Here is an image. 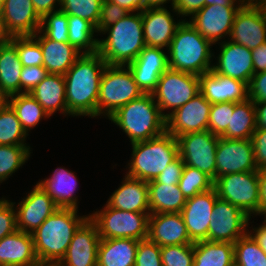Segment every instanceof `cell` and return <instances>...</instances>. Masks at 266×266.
Wrapping results in <instances>:
<instances>
[{"label": "cell", "instance_id": "obj_1", "mask_svg": "<svg viewBox=\"0 0 266 266\" xmlns=\"http://www.w3.org/2000/svg\"><path fill=\"white\" fill-rule=\"evenodd\" d=\"M106 65L98 52L82 54L63 75L67 111L71 116L97 117L100 79Z\"/></svg>", "mask_w": 266, "mask_h": 266}, {"label": "cell", "instance_id": "obj_2", "mask_svg": "<svg viewBox=\"0 0 266 266\" xmlns=\"http://www.w3.org/2000/svg\"><path fill=\"white\" fill-rule=\"evenodd\" d=\"M78 209L59 208L33 233L34 249L41 266H56L65 256L76 230L89 218Z\"/></svg>", "mask_w": 266, "mask_h": 266}, {"label": "cell", "instance_id": "obj_3", "mask_svg": "<svg viewBox=\"0 0 266 266\" xmlns=\"http://www.w3.org/2000/svg\"><path fill=\"white\" fill-rule=\"evenodd\" d=\"M128 136L131 144L156 138L166 132V118L152 94H142L108 117Z\"/></svg>", "mask_w": 266, "mask_h": 266}, {"label": "cell", "instance_id": "obj_4", "mask_svg": "<svg viewBox=\"0 0 266 266\" xmlns=\"http://www.w3.org/2000/svg\"><path fill=\"white\" fill-rule=\"evenodd\" d=\"M105 39H98V53L107 65L127 66L146 46L143 33L142 11L129 13L106 28Z\"/></svg>", "mask_w": 266, "mask_h": 266}, {"label": "cell", "instance_id": "obj_5", "mask_svg": "<svg viewBox=\"0 0 266 266\" xmlns=\"http://www.w3.org/2000/svg\"><path fill=\"white\" fill-rule=\"evenodd\" d=\"M212 45L189 21L182 20L167 49L169 69L197 76L210 71Z\"/></svg>", "mask_w": 266, "mask_h": 266}, {"label": "cell", "instance_id": "obj_6", "mask_svg": "<svg viewBox=\"0 0 266 266\" xmlns=\"http://www.w3.org/2000/svg\"><path fill=\"white\" fill-rule=\"evenodd\" d=\"M131 155L126 175L149 182L179 156L178 142L165 132L156 138L133 143Z\"/></svg>", "mask_w": 266, "mask_h": 266}, {"label": "cell", "instance_id": "obj_7", "mask_svg": "<svg viewBox=\"0 0 266 266\" xmlns=\"http://www.w3.org/2000/svg\"><path fill=\"white\" fill-rule=\"evenodd\" d=\"M144 94L128 66L106 65L97 99V116L109 117L117 109Z\"/></svg>", "mask_w": 266, "mask_h": 266}, {"label": "cell", "instance_id": "obj_8", "mask_svg": "<svg viewBox=\"0 0 266 266\" xmlns=\"http://www.w3.org/2000/svg\"><path fill=\"white\" fill-rule=\"evenodd\" d=\"M150 213L130 212L109 207L89 214L96 225L100 239L129 238L146 239Z\"/></svg>", "mask_w": 266, "mask_h": 266}, {"label": "cell", "instance_id": "obj_9", "mask_svg": "<svg viewBox=\"0 0 266 266\" xmlns=\"http://www.w3.org/2000/svg\"><path fill=\"white\" fill-rule=\"evenodd\" d=\"M213 187L219 198L237 206L250 218L259 215L258 170L220 176Z\"/></svg>", "mask_w": 266, "mask_h": 266}, {"label": "cell", "instance_id": "obj_10", "mask_svg": "<svg viewBox=\"0 0 266 266\" xmlns=\"http://www.w3.org/2000/svg\"><path fill=\"white\" fill-rule=\"evenodd\" d=\"M200 92L199 76L167 69L152 93L162 115L167 118L175 110L186 104ZM165 109H172L165 113Z\"/></svg>", "mask_w": 266, "mask_h": 266}, {"label": "cell", "instance_id": "obj_11", "mask_svg": "<svg viewBox=\"0 0 266 266\" xmlns=\"http://www.w3.org/2000/svg\"><path fill=\"white\" fill-rule=\"evenodd\" d=\"M176 139L179 156L184 165L197 168L214 181L216 179V149L219 137L206 130L181 135Z\"/></svg>", "mask_w": 266, "mask_h": 266}, {"label": "cell", "instance_id": "obj_12", "mask_svg": "<svg viewBox=\"0 0 266 266\" xmlns=\"http://www.w3.org/2000/svg\"><path fill=\"white\" fill-rule=\"evenodd\" d=\"M250 217L237 206L217 198L208 230V241L235 243L248 232Z\"/></svg>", "mask_w": 266, "mask_h": 266}, {"label": "cell", "instance_id": "obj_13", "mask_svg": "<svg viewBox=\"0 0 266 266\" xmlns=\"http://www.w3.org/2000/svg\"><path fill=\"white\" fill-rule=\"evenodd\" d=\"M249 171H257L252 140L219 137L216 149V178Z\"/></svg>", "mask_w": 266, "mask_h": 266}, {"label": "cell", "instance_id": "obj_14", "mask_svg": "<svg viewBox=\"0 0 266 266\" xmlns=\"http://www.w3.org/2000/svg\"><path fill=\"white\" fill-rule=\"evenodd\" d=\"M211 103L199 92L166 118V132L175 138L208 130Z\"/></svg>", "mask_w": 266, "mask_h": 266}, {"label": "cell", "instance_id": "obj_15", "mask_svg": "<svg viewBox=\"0 0 266 266\" xmlns=\"http://www.w3.org/2000/svg\"><path fill=\"white\" fill-rule=\"evenodd\" d=\"M241 6H204L190 17L189 23L212 44L230 36L234 17Z\"/></svg>", "mask_w": 266, "mask_h": 266}, {"label": "cell", "instance_id": "obj_16", "mask_svg": "<svg viewBox=\"0 0 266 266\" xmlns=\"http://www.w3.org/2000/svg\"><path fill=\"white\" fill-rule=\"evenodd\" d=\"M230 39L252 50L266 43V10L263 7L241 6L237 11Z\"/></svg>", "mask_w": 266, "mask_h": 266}, {"label": "cell", "instance_id": "obj_17", "mask_svg": "<svg viewBox=\"0 0 266 266\" xmlns=\"http://www.w3.org/2000/svg\"><path fill=\"white\" fill-rule=\"evenodd\" d=\"M58 209L53 199L36 183L15 208L17 229L32 234Z\"/></svg>", "mask_w": 266, "mask_h": 266}, {"label": "cell", "instance_id": "obj_18", "mask_svg": "<svg viewBox=\"0 0 266 266\" xmlns=\"http://www.w3.org/2000/svg\"><path fill=\"white\" fill-rule=\"evenodd\" d=\"M217 198L216 190L213 187L186 199L180 213L193 242L208 240L210 219Z\"/></svg>", "mask_w": 266, "mask_h": 266}, {"label": "cell", "instance_id": "obj_19", "mask_svg": "<svg viewBox=\"0 0 266 266\" xmlns=\"http://www.w3.org/2000/svg\"><path fill=\"white\" fill-rule=\"evenodd\" d=\"M127 66L140 90L144 94H152L160 76L169 68L168 55L161 48L145 46Z\"/></svg>", "mask_w": 266, "mask_h": 266}, {"label": "cell", "instance_id": "obj_20", "mask_svg": "<svg viewBox=\"0 0 266 266\" xmlns=\"http://www.w3.org/2000/svg\"><path fill=\"white\" fill-rule=\"evenodd\" d=\"M220 54L217 64H212V70L220 75L228 76L249 85L254 75L251 50L243 45L229 41L219 42Z\"/></svg>", "mask_w": 266, "mask_h": 266}, {"label": "cell", "instance_id": "obj_21", "mask_svg": "<svg viewBox=\"0 0 266 266\" xmlns=\"http://www.w3.org/2000/svg\"><path fill=\"white\" fill-rule=\"evenodd\" d=\"M100 237L88 218L75 232L65 256L56 266H97Z\"/></svg>", "mask_w": 266, "mask_h": 266}, {"label": "cell", "instance_id": "obj_22", "mask_svg": "<svg viewBox=\"0 0 266 266\" xmlns=\"http://www.w3.org/2000/svg\"><path fill=\"white\" fill-rule=\"evenodd\" d=\"M200 93L211 104L239 103L248 99V85L240 80L220 75L212 69L199 76Z\"/></svg>", "mask_w": 266, "mask_h": 266}, {"label": "cell", "instance_id": "obj_23", "mask_svg": "<svg viewBox=\"0 0 266 266\" xmlns=\"http://www.w3.org/2000/svg\"><path fill=\"white\" fill-rule=\"evenodd\" d=\"M147 238L160 247L194 244L190 239L181 213L150 214Z\"/></svg>", "mask_w": 266, "mask_h": 266}, {"label": "cell", "instance_id": "obj_24", "mask_svg": "<svg viewBox=\"0 0 266 266\" xmlns=\"http://www.w3.org/2000/svg\"><path fill=\"white\" fill-rule=\"evenodd\" d=\"M1 8L6 31L13 36H33L40 30L41 18L31 0H6Z\"/></svg>", "mask_w": 266, "mask_h": 266}, {"label": "cell", "instance_id": "obj_25", "mask_svg": "<svg viewBox=\"0 0 266 266\" xmlns=\"http://www.w3.org/2000/svg\"><path fill=\"white\" fill-rule=\"evenodd\" d=\"M166 8H147L142 10L143 33L146 46L168 49L178 26Z\"/></svg>", "mask_w": 266, "mask_h": 266}, {"label": "cell", "instance_id": "obj_26", "mask_svg": "<svg viewBox=\"0 0 266 266\" xmlns=\"http://www.w3.org/2000/svg\"><path fill=\"white\" fill-rule=\"evenodd\" d=\"M0 266H41L31 233L16 230L0 240Z\"/></svg>", "mask_w": 266, "mask_h": 266}, {"label": "cell", "instance_id": "obj_27", "mask_svg": "<svg viewBox=\"0 0 266 266\" xmlns=\"http://www.w3.org/2000/svg\"><path fill=\"white\" fill-rule=\"evenodd\" d=\"M107 205L123 211L150 213L147 182L125 175L121 186L112 193Z\"/></svg>", "mask_w": 266, "mask_h": 266}, {"label": "cell", "instance_id": "obj_28", "mask_svg": "<svg viewBox=\"0 0 266 266\" xmlns=\"http://www.w3.org/2000/svg\"><path fill=\"white\" fill-rule=\"evenodd\" d=\"M33 37L41 46L43 67L48 73L64 75L82 55L73 45L48 39L40 30Z\"/></svg>", "mask_w": 266, "mask_h": 266}, {"label": "cell", "instance_id": "obj_29", "mask_svg": "<svg viewBox=\"0 0 266 266\" xmlns=\"http://www.w3.org/2000/svg\"><path fill=\"white\" fill-rule=\"evenodd\" d=\"M29 94L43 107L49 116L56 111L69 115L66 105V84L62 74L48 75Z\"/></svg>", "mask_w": 266, "mask_h": 266}, {"label": "cell", "instance_id": "obj_30", "mask_svg": "<svg viewBox=\"0 0 266 266\" xmlns=\"http://www.w3.org/2000/svg\"><path fill=\"white\" fill-rule=\"evenodd\" d=\"M76 175L61 167H57L50 178L37 184L53 199L59 208L78 209V199L74 192L77 187Z\"/></svg>", "mask_w": 266, "mask_h": 266}, {"label": "cell", "instance_id": "obj_31", "mask_svg": "<svg viewBox=\"0 0 266 266\" xmlns=\"http://www.w3.org/2000/svg\"><path fill=\"white\" fill-rule=\"evenodd\" d=\"M138 242L129 238L100 239L97 266H134Z\"/></svg>", "mask_w": 266, "mask_h": 266}, {"label": "cell", "instance_id": "obj_32", "mask_svg": "<svg viewBox=\"0 0 266 266\" xmlns=\"http://www.w3.org/2000/svg\"><path fill=\"white\" fill-rule=\"evenodd\" d=\"M149 194L150 214L154 213H180L186 198L179 185L171 183H147Z\"/></svg>", "mask_w": 266, "mask_h": 266}, {"label": "cell", "instance_id": "obj_33", "mask_svg": "<svg viewBox=\"0 0 266 266\" xmlns=\"http://www.w3.org/2000/svg\"><path fill=\"white\" fill-rule=\"evenodd\" d=\"M193 266H235L234 244L208 240L194 242Z\"/></svg>", "mask_w": 266, "mask_h": 266}, {"label": "cell", "instance_id": "obj_34", "mask_svg": "<svg viewBox=\"0 0 266 266\" xmlns=\"http://www.w3.org/2000/svg\"><path fill=\"white\" fill-rule=\"evenodd\" d=\"M22 68L16 47L6 43L0 51V88L8 97L20 94Z\"/></svg>", "mask_w": 266, "mask_h": 266}, {"label": "cell", "instance_id": "obj_35", "mask_svg": "<svg viewBox=\"0 0 266 266\" xmlns=\"http://www.w3.org/2000/svg\"><path fill=\"white\" fill-rule=\"evenodd\" d=\"M256 127V111L254 102L247 99L234 103V111L225 133L221 136L229 139H251Z\"/></svg>", "mask_w": 266, "mask_h": 266}, {"label": "cell", "instance_id": "obj_36", "mask_svg": "<svg viewBox=\"0 0 266 266\" xmlns=\"http://www.w3.org/2000/svg\"><path fill=\"white\" fill-rule=\"evenodd\" d=\"M8 105L18 117L23 130L28 131L39 124L42 118H50L43 107L29 93H20L8 97Z\"/></svg>", "mask_w": 266, "mask_h": 266}, {"label": "cell", "instance_id": "obj_37", "mask_svg": "<svg viewBox=\"0 0 266 266\" xmlns=\"http://www.w3.org/2000/svg\"><path fill=\"white\" fill-rule=\"evenodd\" d=\"M69 29V44L82 54L98 52V39L93 38L96 27L86 19L74 15H67Z\"/></svg>", "mask_w": 266, "mask_h": 266}, {"label": "cell", "instance_id": "obj_38", "mask_svg": "<svg viewBox=\"0 0 266 266\" xmlns=\"http://www.w3.org/2000/svg\"><path fill=\"white\" fill-rule=\"evenodd\" d=\"M13 109L7 104L0 109V145L27 146V138Z\"/></svg>", "mask_w": 266, "mask_h": 266}, {"label": "cell", "instance_id": "obj_39", "mask_svg": "<svg viewBox=\"0 0 266 266\" xmlns=\"http://www.w3.org/2000/svg\"><path fill=\"white\" fill-rule=\"evenodd\" d=\"M235 266H266V254L247 232L234 243Z\"/></svg>", "mask_w": 266, "mask_h": 266}, {"label": "cell", "instance_id": "obj_40", "mask_svg": "<svg viewBox=\"0 0 266 266\" xmlns=\"http://www.w3.org/2000/svg\"><path fill=\"white\" fill-rule=\"evenodd\" d=\"M30 151L29 146L0 145V183L27 162Z\"/></svg>", "mask_w": 266, "mask_h": 266}, {"label": "cell", "instance_id": "obj_41", "mask_svg": "<svg viewBox=\"0 0 266 266\" xmlns=\"http://www.w3.org/2000/svg\"><path fill=\"white\" fill-rule=\"evenodd\" d=\"M214 181L204 172L185 165L179 181V188L186 199L213 188Z\"/></svg>", "mask_w": 266, "mask_h": 266}, {"label": "cell", "instance_id": "obj_42", "mask_svg": "<svg viewBox=\"0 0 266 266\" xmlns=\"http://www.w3.org/2000/svg\"><path fill=\"white\" fill-rule=\"evenodd\" d=\"M10 42L16 47L23 66H43L41 46L33 36H13Z\"/></svg>", "mask_w": 266, "mask_h": 266}, {"label": "cell", "instance_id": "obj_43", "mask_svg": "<svg viewBox=\"0 0 266 266\" xmlns=\"http://www.w3.org/2000/svg\"><path fill=\"white\" fill-rule=\"evenodd\" d=\"M102 1L103 0H61L59 9L67 15H74L86 19L97 27Z\"/></svg>", "mask_w": 266, "mask_h": 266}, {"label": "cell", "instance_id": "obj_44", "mask_svg": "<svg viewBox=\"0 0 266 266\" xmlns=\"http://www.w3.org/2000/svg\"><path fill=\"white\" fill-rule=\"evenodd\" d=\"M40 31L48 39L69 43L67 14L61 10L47 14L41 20Z\"/></svg>", "mask_w": 266, "mask_h": 266}, {"label": "cell", "instance_id": "obj_45", "mask_svg": "<svg viewBox=\"0 0 266 266\" xmlns=\"http://www.w3.org/2000/svg\"><path fill=\"white\" fill-rule=\"evenodd\" d=\"M162 266H193L194 244L161 247Z\"/></svg>", "mask_w": 266, "mask_h": 266}, {"label": "cell", "instance_id": "obj_46", "mask_svg": "<svg viewBox=\"0 0 266 266\" xmlns=\"http://www.w3.org/2000/svg\"><path fill=\"white\" fill-rule=\"evenodd\" d=\"M233 111V102L212 104L209 114L208 130L215 136L221 137L230 123Z\"/></svg>", "mask_w": 266, "mask_h": 266}, {"label": "cell", "instance_id": "obj_47", "mask_svg": "<svg viewBox=\"0 0 266 266\" xmlns=\"http://www.w3.org/2000/svg\"><path fill=\"white\" fill-rule=\"evenodd\" d=\"M134 266H162L161 247L148 238L139 240Z\"/></svg>", "mask_w": 266, "mask_h": 266}, {"label": "cell", "instance_id": "obj_48", "mask_svg": "<svg viewBox=\"0 0 266 266\" xmlns=\"http://www.w3.org/2000/svg\"><path fill=\"white\" fill-rule=\"evenodd\" d=\"M128 14L129 12L121 6L113 4L109 0H103L96 32L102 33L106 28L114 25L116 22H118Z\"/></svg>", "mask_w": 266, "mask_h": 266}, {"label": "cell", "instance_id": "obj_49", "mask_svg": "<svg viewBox=\"0 0 266 266\" xmlns=\"http://www.w3.org/2000/svg\"><path fill=\"white\" fill-rule=\"evenodd\" d=\"M15 202L0 199V240L17 229Z\"/></svg>", "mask_w": 266, "mask_h": 266}, {"label": "cell", "instance_id": "obj_50", "mask_svg": "<svg viewBox=\"0 0 266 266\" xmlns=\"http://www.w3.org/2000/svg\"><path fill=\"white\" fill-rule=\"evenodd\" d=\"M47 75L48 71L43 66H23L20 77V93H29Z\"/></svg>", "mask_w": 266, "mask_h": 266}, {"label": "cell", "instance_id": "obj_51", "mask_svg": "<svg viewBox=\"0 0 266 266\" xmlns=\"http://www.w3.org/2000/svg\"><path fill=\"white\" fill-rule=\"evenodd\" d=\"M184 166L183 160L180 156H178L164 169V171H162L161 174L155 178V180L149 181L147 183H171V185H178Z\"/></svg>", "mask_w": 266, "mask_h": 266}, {"label": "cell", "instance_id": "obj_52", "mask_svg": "<svg viewBox=\"0 0 266 266\" xmlns=\"http://www.w3.org/2000/svg\"><path fill=\"white\" fill-rule=\"evenodd\" d=\"M251 140L257 170L264 169L266 168V129H256Z\"/></svg>", "mask_w": 266, "mask_h": 266}, {"label": "cell", "instance_id": "obj_53", "mask_svg": "<svg viewBox=\"0 0 266 266\" xmlns=\"http://www.w3.org/2000/svg\"><path fill=\"white\" fill-rule=\"evenodd\" d=\"M248 99L253 102L266 101V71L255 73L248 85Z\"/></svg>", "mask_w": 266, "mask_h": 266}, {"label": "cell", "instance_id": "obj_54", "mask_svg": "<svg viewBox=\"0 0 266 266\" xmlns=\"http://www.w3.org/2000/svg\"><path fill=\"white\" fill-rule=\"evenodd\" d=\"M204 6H208V0H175L173 11L180 17L191 16Z\"/></svg>", "mask_w": 266, "mask_h": 266}, {"label": "cell", "instance_id": "obj_55", "mask_svg": "<svg viewBox=\"0 0 266 266\" xmlns=\"http://www.w3.org/2000/svg\"><path fill=\"white\" fill-rule=\"evenodd\" d=\"M254 74L266 71V43L251 50Z\"/></svg>", "mask_w": 266, "mask_h": 266}, {"label": "cell", "instance_id": "obj_56", "mask_svg": "<svg viewBox=\"0 0 266 266\" xmlns=\"http://www.w3.org/2000/svg\"><path fill=\"white\" fill-rule=\"evenodd\" d=\"M38 16L43 19L47 14L60 10L55 9L57 4L61 6V0H31Z\"/></svg>", "mask_w": 266, "mask_h": 266}, {"label": "cell", "instance_id": "obj_57", "mask_svg": "<svg viewBox=\"0 0 266 266\" xmlns=\"http://www.w3.org/2000/svg\"><path fill=\"white\" fill-rule=\"evenodd\" d=\"M259 178V215L266 212V168L258 170Z\"/></svg>", "mask_w": 266, "mask_h": 266}, {"label": "cell", "instance_id": "obj_58", "mask_svg": "<svg viewBox=\"0 0 266 266\" xmlns=\"http://www.w3.org/2000/svg\"><path fill=\"white\" fill-rule=\"evenodd\" d=\"M113 4L119 5L129 13L141 12L143 7L142 0H109Z\"/></svg>", "mask_w": 266, "mask_h": 266}, {"label": "cell", "instance_id": "obj_59", "mask_svg": "<svg viewBox=\"0 0 266 266\" xmlns=\"http://www.w3.org/2000/svg\"><path fill=\"white\" fill-rule=\"evenodd\" d=\"M257 129H266V101L254 102Z\"/></svg>", "mask_w": 266, "mask_h": 266}, {"label": "cell", "instance_id": "obj_60", "mask_svg": "<svg viewBox=\"0 0 266 266\" xmlns=\"http://www.w3.org/2000/svg\"><path fill=\"white\" fill-rule=\"evenodd\" d=\"M262 224L263 225H260L258 228L254 227V229H252L253 232H249L248 230V233L266 254V225L264 223Z\"/></svg>", "mask_w": 266, "mask_h": 266}, {"label": "cell", "instance_id": "obj_61", "mask_svg": "<svg viewBox=\"0 0 266 266\" xmlns=\"http://www.w3.org/2000/svg\"><path fill=\"white\" fill-rule=\"evenodd\" d=\"M171 1V5L173 8L175 0H142L144 9L147 8H163L164 4Z\"/></svg>", "mask_w": 266, "mask_h": 266}, {"label": "cell", "instance_id": "obj_62", "mask_svg": "<svg viewBox=\"0 0 266 266\" xmlns=\"http://www.w3.org/2000/svg\"><path fill=\"white\" fill-rule=\"evenodd\" d=\"M10 34L6 31L0 8V42H10Z\"/></svg>", "mask_w": 266, "mask_h": 266}, {"label": "cell", "instance_id": "obj_63", "mask_svg": "<svg viewBox=\"0 0 266 266\" xmlns=\"http://www.w3.org/2000/svg\"><path fill=\"white\" fill-rule=\"evenodd\" d=\"M239 2H240V0H238V1L237 0H208V6L209 5L242 6V4ZM237 3H238V5H237Z\"/></svg>", "mask_w": 266, "mask_h": 266}, {"label": "cell", "instance_id": "obj_64", "mask_svg": "<svg viewBox=\"0 0 266 266\" xmlns=\"http://www.w3.org/2000/svg\"><path fill=\"white\" fill-rule=\"evenodd\" d=\"M240 3L245 7H266V0H240Z\"/></svg>", "mask_w": 266, "mask_h": 266}, {"label": "cell", "instance_id": "obj_65", "mask_svg": "<svg viewBox=\"0 0 266 266\" xmlns=\"http://www.w3.org/2000/svg\"><path fill=\"white\" fill-rule=\"evenodd\" d=\"M8 104V96L0 88V109Z\"/></svg>", "mask_w": 266, "mask_h": 266}, {"label": "cell", "instance_id": "obj_66", "mask_svg": "<svg viewBox=\"0 0 266 266\" xmlns=\"http://www.w3.org/2000/svg\"><path fill=\"white\" fill-rule=\"evenodd\" d=\"M6 43H8V42H0V51H1L2 47H3Z\"/></svg>", "mask_w": 266, "mask_h": 266}, {"label": "cell", "instance_id": "obj_67", "mask_svg": "<svg viewBox=\"0 0 266 266\" xmlns=\"http://www.w3.org/2000/svg\"><path fill=\"white\" fill-rule=\"evenodd\" d=\"M262 215H264V217H265V219H264L263 223L266 225V212H265V213H263Z\"/></svg>", "mask_w": 266, "mask_h": 266}, {"label": "cell", "instance_id": "obj_68", "mask_svg": "<svg viewBox=\"0 0 266 266\" xmlns=\"http://www.w3.org/2000/svg\"><path fill=\"white\" fill-rule=\"evenodd\" d=\"M6 0H0V7L3 5V3L5 2Z\"/></svg>", "mask_w": 266, "mask_h": 266}]
</instances>
